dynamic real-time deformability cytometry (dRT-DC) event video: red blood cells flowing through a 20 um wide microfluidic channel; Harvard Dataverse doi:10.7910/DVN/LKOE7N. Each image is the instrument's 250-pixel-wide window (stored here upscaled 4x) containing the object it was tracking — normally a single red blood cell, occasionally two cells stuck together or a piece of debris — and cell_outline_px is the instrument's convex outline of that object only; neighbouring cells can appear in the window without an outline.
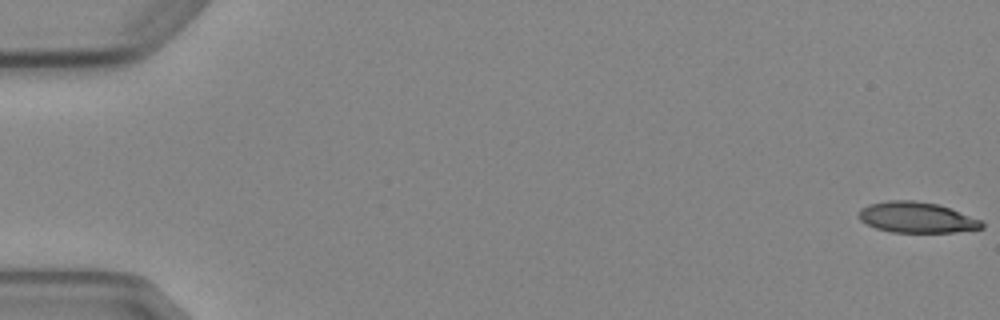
{"species": "Egyptian fruit bat (a non-hibernating species)", "species_latin": "Rousettus aegyptiacus", "temperature_condition": "cold", "stored_images_in_passage": 6, "camera_frame_rate_fps": 3000, "um_per_image_px": 0.085, "animal": {"sex": "female"}, "frame": {"image": 1, "passage_image": 1, "time_ms": 0.0, "image_size_px": [1000, 320], "cell_outline_px": [[984, 228], [956, 232], [892, 232], [876, 228], [860, 220], [856, 216], [860, 208], [868, 204], [888, 200], [912, 200], [940, 204], [980, 220], [984, 224]], "centroid_in_image_um": [77.88, 18.47], "position_along_channel_um": 7.1, "area_um2": 22.14}}
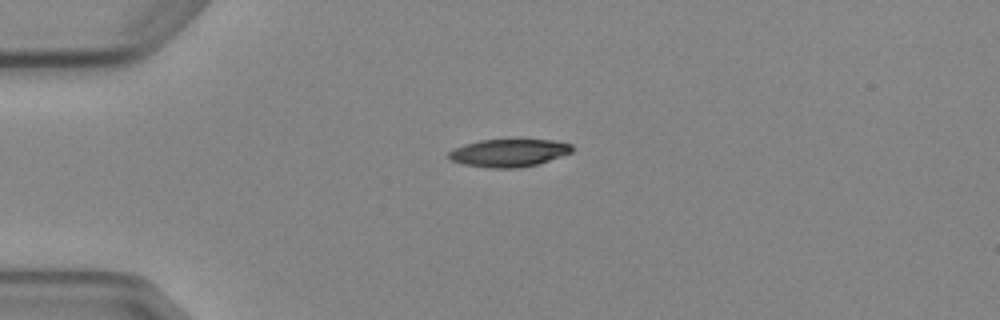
{"frame": {"image": 2, "passage_image": 6, "time_ms": 6.667, "image_size_px": [1000, 320], "cell_outline_px": [[572, 152], [536, 164], [520, 168], [488, 168], [464, 164], [452, 160], [448, 156], [448, 152], [464, 144], [480, 140], [552, 140], [572, 144]], "centroid_in_image_um": [43.24, 13.0], "position_along_channel_um": 41.8, "area_um2": 19.65}}